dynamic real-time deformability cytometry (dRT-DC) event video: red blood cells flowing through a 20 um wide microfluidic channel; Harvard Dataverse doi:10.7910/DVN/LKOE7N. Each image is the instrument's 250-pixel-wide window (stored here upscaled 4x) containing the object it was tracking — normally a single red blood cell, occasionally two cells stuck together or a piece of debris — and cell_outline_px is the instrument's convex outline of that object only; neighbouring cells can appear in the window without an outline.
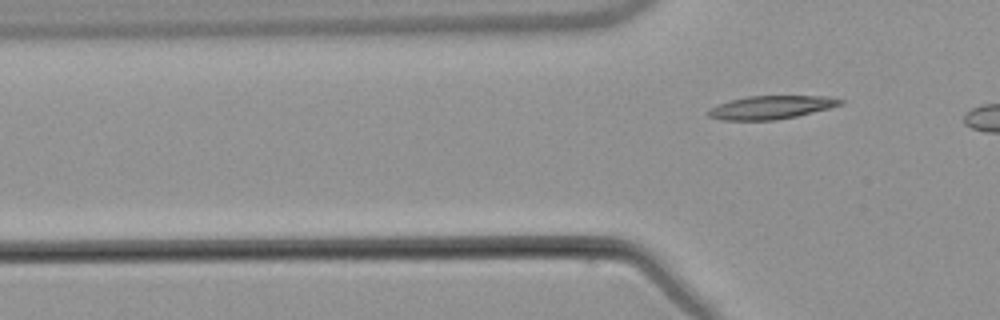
{"species": "common noctule bat (a hibernating species)", "species_latin": "Nyctalus noctula", "temperature_condition": "warm", "stored_images_in_passage": 7, "camera_frame_rate_fps": 3000, "um_per_image_px": 0.085, "animal": {"sex": "male", "body_mass_g": 21.5, "forearm_length_mm": 52.0}, "frame": {"image": 1, "passage_image": 7, "time_ms": 9.0, "image_size_px": [1000, 320], "cell_outline_px": [[844, 104], [796, 116], [776, 120], [724, 120], [708, 116], [708, 108], [728, 100], [748, 96], [832, 96], [844, 100]], "centroid_in_image_um": [65.54, 9.11], "position_along_channel_um": 60.3, "area_um2": 17.98}}